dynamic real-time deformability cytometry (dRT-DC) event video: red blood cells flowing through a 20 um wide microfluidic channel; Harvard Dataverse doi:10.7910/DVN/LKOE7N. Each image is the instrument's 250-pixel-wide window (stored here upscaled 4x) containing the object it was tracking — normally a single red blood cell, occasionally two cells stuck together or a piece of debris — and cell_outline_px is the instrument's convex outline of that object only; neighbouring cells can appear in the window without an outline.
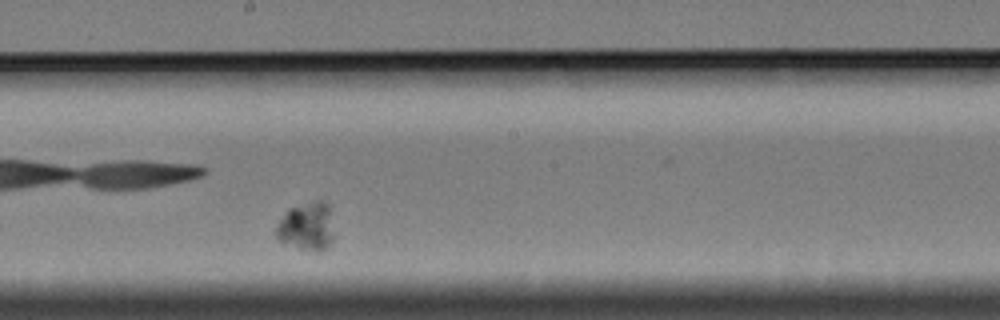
{"species": "Egyptian fruit bat (a non-hibernating species)", "species_latin": "Rousettus aegyptiacus", "temperature_condition": "cold", "stored_images_in_passage": 47, "segment_of_instrument_passage": [2, 2], "camera_frame_rate_fps": 3000, "um_per_image_px": 0.085, "animal": {"sex": "female"}, "frame": {"image": 1, "passage_image": 30, "time_ms": 9.667, "image_size_px": [1000, 320], "cell_outline_px": [[332, 244], [324, 248], [300, 248], [280, 240], [276, 236], [276, 228], [280, 220], [288, 208], [316, 200], [324, 200], [328, 204], [332, 236]], "centroid_in_image_um": [26.05, 19.19], "position_along_channel_um": 222.2, "area_um2": 15.49}}
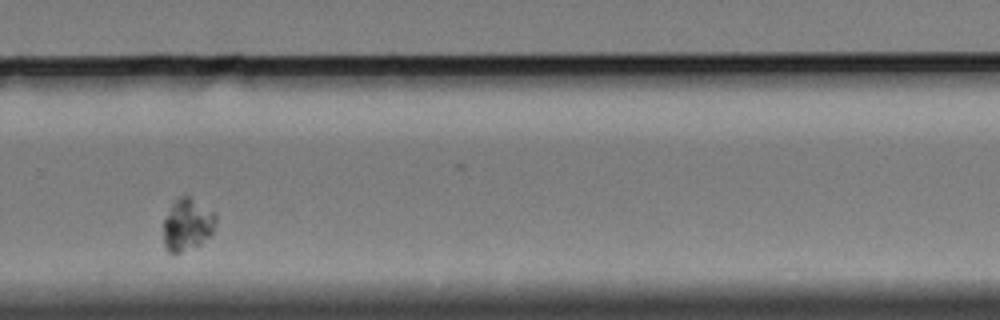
{"frame": {"image": 2, "passage_image": 39, "time_ms": 12.667, "image_size_px": [1000, 320], "cell_outline_px": [[216, 224], [212, 232], [200, 244], [172, 256], [164, 248], [164, 220], [172, 204], [180, 196], [188, 196], [216, 212]], "centroid_in_image_um": [15.92, 19.12], "position_along_channel_um": 313.9, "area_um2": 15.95}}
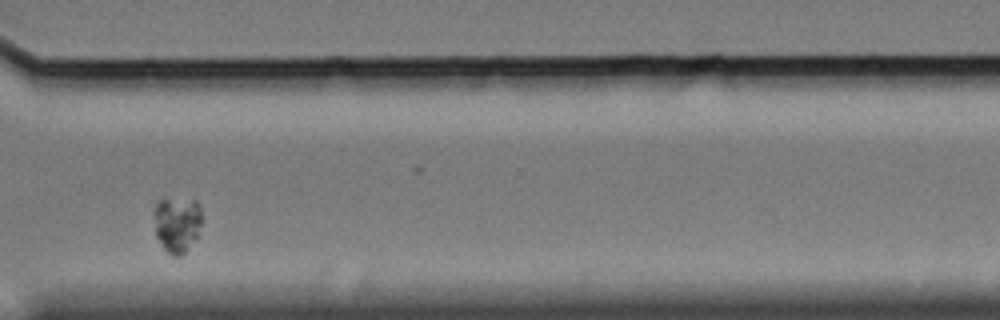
{"frame": {"image": 3, "passage_image": 43, "time_ms": 14.0, "image_size_px": [1000, 320], "cell_outline_px": [[200, 224], [196, 236], [184, 252], [180, 256], [172, 256], [160, 244], [156, 236], [152, 212], [156, 204], [160, 200], [196, 200], [200, 208]], "centroid_in_image_um": [14.99, 19.06], "position_along_channel_um": 355.6, "area_um2": 15.26}}